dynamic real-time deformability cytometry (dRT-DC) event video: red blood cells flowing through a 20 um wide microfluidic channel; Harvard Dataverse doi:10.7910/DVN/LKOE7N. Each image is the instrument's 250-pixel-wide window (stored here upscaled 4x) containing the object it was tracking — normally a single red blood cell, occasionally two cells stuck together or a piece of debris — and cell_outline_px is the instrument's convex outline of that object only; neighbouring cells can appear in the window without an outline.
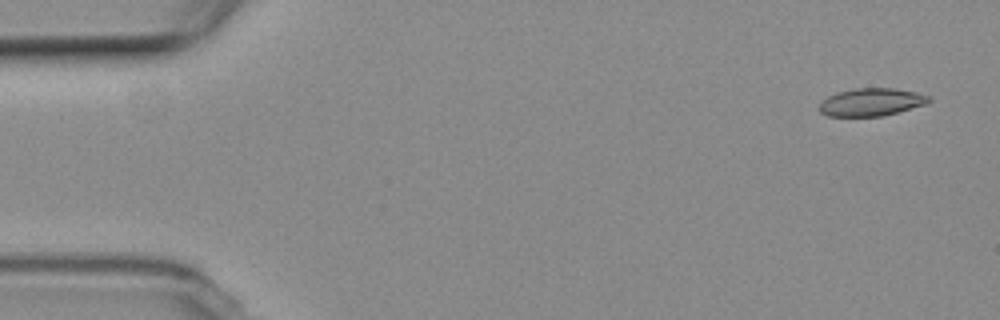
{"species": "common noctule bat (a hibernating species)", "species_latin": "Nyctalus noctula", "temperature_condition": "room temperature", "stored_images_in_passage": 4, "camera_frame_rate_fps": 3000, "um_per_image_px": 0.085, "animal": {"sex": "female", "body_mass_g": 19.3, "forearm_length_mm": 54.1}, "frame": {"image": 1, "passage_image": 1, "time_ms": 0.0, "image_size_px": [1000, 320], "cell_outline_px": [[932, 100], [924, 104], [884, 116], [828, 116], [820, 112], [820, 104], [828, 96], [836, 92], [856, 88], [896, 88], [916, 92], [932, 96]], "centroid_in_image_um": [74.08, 8.67], "position_along_channel_um": 10.9, "area_um2": 17.69}}
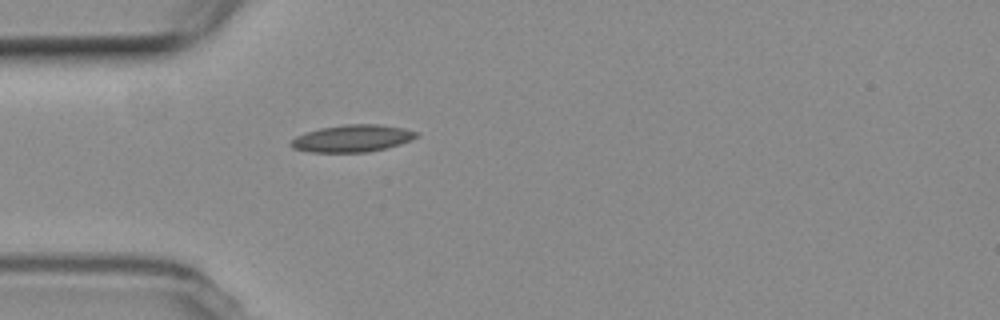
{"frame": {"image": 2, "passage_image": 4, "time_ms": 4.667, "image_size_px": [1000, 320], "cell_outline_px": [[420, 136], [412, 140], [400, 144], [368, 152], [308, 152], [292, 148], [288, 144], [296, 136], [304, 132], [320, 128], [344, 124], [380, 124], [404, 128], [416, 132]], "centroid_in_image_um": [29.92, 11.76], "position_along_channel_um": 55.1, "area_um2": 20.0}}